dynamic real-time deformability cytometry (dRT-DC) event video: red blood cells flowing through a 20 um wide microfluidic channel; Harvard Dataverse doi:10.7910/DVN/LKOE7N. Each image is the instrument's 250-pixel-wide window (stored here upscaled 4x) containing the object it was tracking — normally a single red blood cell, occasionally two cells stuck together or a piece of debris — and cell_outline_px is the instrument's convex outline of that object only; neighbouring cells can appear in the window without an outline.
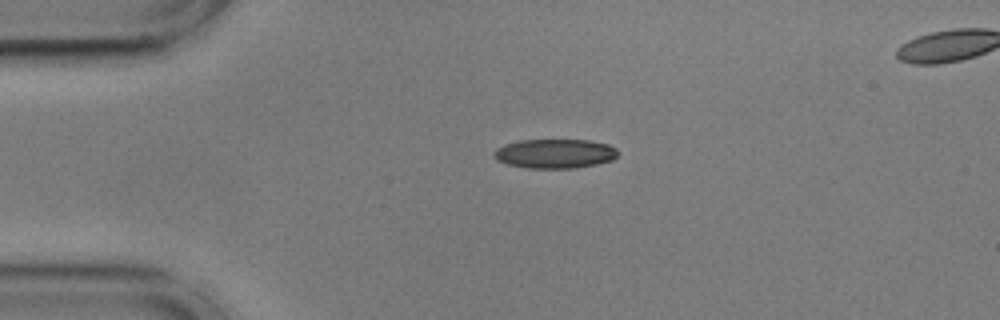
{"species": "common noctule bat (a hibernating species)", "species_latin": "Nyctalus noctula", "temperature_condition": "cold", "stored_images_in_passage": 44, "camera_frame_rate_fps": 3000, "um_per_image_px": 0.085, "animal": {"sex": "male", "body_mass_g": 17.9, "forearm_length_mm": 54.2}, "frame": {"image": 1, "passage_image": 1, "time_ms": 0.0, "image_size_px": [1000, 320], "cell_outline_px": [[620, 152], [612, 160], [596, 164], [576, 168], [528, 168], [508, 164], [496, 160], [496, 148], [504, 144], [520, 140], [588, 140], [608, 144], [616, 148]], "centroid_in_image_um": [47.2, 13.05], "position_along_channel_um": 37.8, "area_um2": 21.1}}
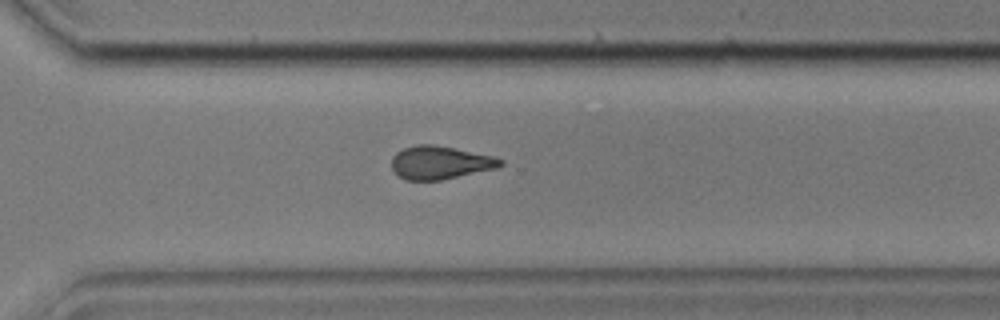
{"frame": {"image": 2, "passage_image": 28, "time_ms": 9.0, "image_size_px": [1000, 320], "cell_outline_px": [[504, 164], [496, 168], [440, 180], [408, 180], [400, 176], [392, 168], [392, 156], [396, 152], [404, 148], [416, 144], [432, 144], [492, 156], [504, 160]], "centroid_in_image_um": [37.39, 13.81], "position_along_channel_um": 333.2, "area_um2": 20.69}}
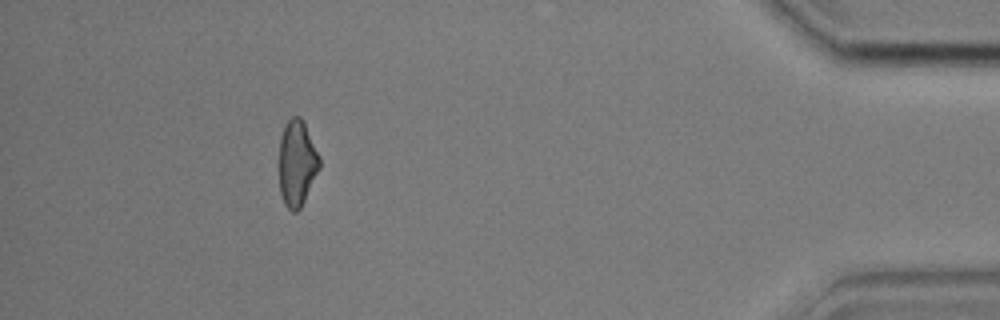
{"frame": {"image": 3, "passage_image": 39, "time_ms": 12.667, "image_size_px": [1000, 320], "cell_outline_px": [[320, 168], [300, 208], [296, 212], [292, 212], [284, 204], [280, 192], [280, 136], [288, 120], [292, 116], [300, 116], [304, 120], [320, 156]], "centroid_in_image_um": [25.26, 13.84], "position_along_channel_um": 409.9, "area_um2": 20.23}}